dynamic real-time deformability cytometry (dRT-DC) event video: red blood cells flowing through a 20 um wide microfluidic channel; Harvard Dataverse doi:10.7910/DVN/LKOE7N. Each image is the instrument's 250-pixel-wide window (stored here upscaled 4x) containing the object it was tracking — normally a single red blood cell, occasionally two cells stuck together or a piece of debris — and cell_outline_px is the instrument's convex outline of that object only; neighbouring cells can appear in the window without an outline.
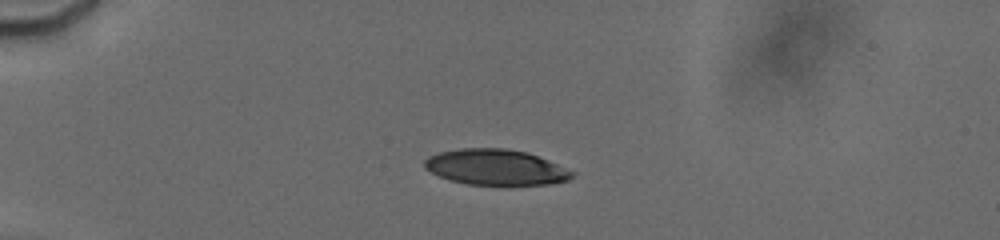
{"species": "human", "species_latin": "Homo sapiens", "temperature_condition": "cold", "stored_images_in_passage": 57, "camera_frame_rate_fps": 3000, "um_per_image_px": 0.085, "donor": {"sex": "male"}, "frame": {"image": 1, "passage_image": 17, "time_ms": 5.0, "image_size_px": [1000, 240], "cell_outline_px": [[576, 172], [568, 180], [552, 184], [512, 188], [504, 188], [468, 184], [448, 180], [424, 168], [424, 160], [428, 156], [440, 152], [460, 148], [504, 148], [528, 152]], "centroid_in_image_um": [42.17, 14.27], "position_along_channel_um": 42.8, "area_um2": 31.85}}
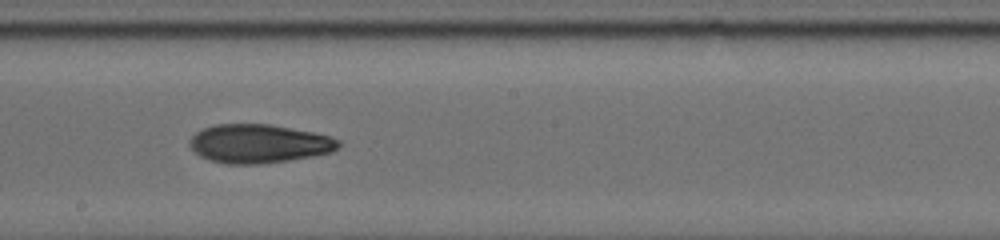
{"frame": {"image": 2, "passage_image": 35, "time_ms": 11.0, "image_size_px": [1000, 240], "cell_outline_px": [[340, 144], [332, 152], [312, 156], [288, 160], [256, 164], [224, 164], [208, 160], [200, 156], [192, 148], [192, 136], [196, 132], [204, 128], [216, 124], [268, 124], [312, 132], [332, 136], [340, 140]], "centroid_in_image_um": [22.02, 12.21], "position_along_channel_um": 226.2, "area_um2": 33.29}}
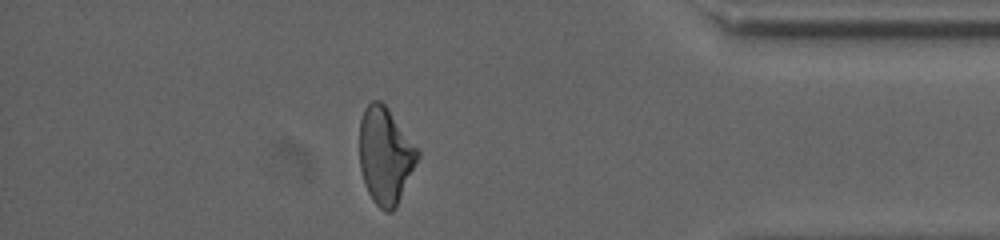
{"frame": {"image": 3, "passage_image": 50, "time_ms": 16.333, "image_size_px": [1000, 240], "cell_outline_px": [[420, 156], [396, 208], [392, 212], [384, 212], [372, 200], [364, 184], [360, 168], [360, 120], [364, 108], [372, 100], [380, 100], [388, 108], [420, 152]], "centroid_in_image_um": [32.75, 13.25], "position_along_channel_um": 402.5, "area_um2": 32.77}, "authors_computed_cell_mechanics": {"area_um2": 32.4258, "velocity_mm_per_s": 3.8101, "shape_relaxation_time_tau1_ms": 4.9848, "shape_relaxation_time_tau2_ms": 3.9574, "deformation_change_tau1": 0.1637, "deformation_change_tau2": 0.1169}}